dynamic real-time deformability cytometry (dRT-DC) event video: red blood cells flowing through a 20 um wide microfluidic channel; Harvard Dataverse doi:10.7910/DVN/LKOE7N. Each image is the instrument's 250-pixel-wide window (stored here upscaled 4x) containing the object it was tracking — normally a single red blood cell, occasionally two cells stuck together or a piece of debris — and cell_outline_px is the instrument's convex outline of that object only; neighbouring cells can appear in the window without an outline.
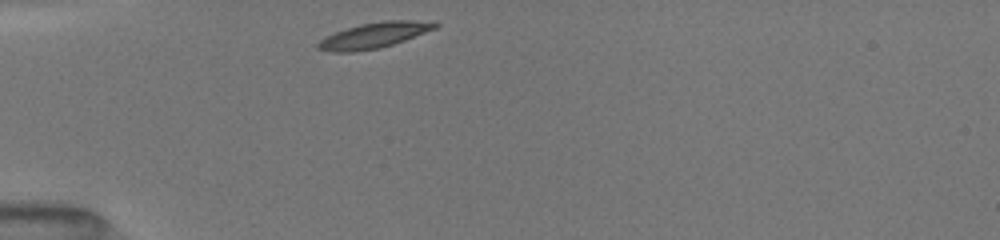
{"species": "common noctule bat (a hibernating species)", "species_latin": "Nyctalus noctula", "temperature_condition": "room temperature", "stored_images_in_passage": 22, "camera_frame_rate_fps": 3000, "um_per_image_px": 0.085, "animal": {"sex": "female", "body_mass_g": 19.5, "forearm_length_mm": 54.1}, "frame": {"image": 1, "passage_image": 1, "time_ms": 0.0, "image_size_px": [1000, 240], "cell_outline_px": [[440, 24], [436, 28], [404, 40], [380, 48], [352, 52], [328, 52], [316, 48], [316, 44], [324, 36], [360, 24], [384, 20], [436, 20]], "centroid_in_image_um": [31.81, 2.99], "position_along_channel_um": 53.2, "area_um2": 17.63}}
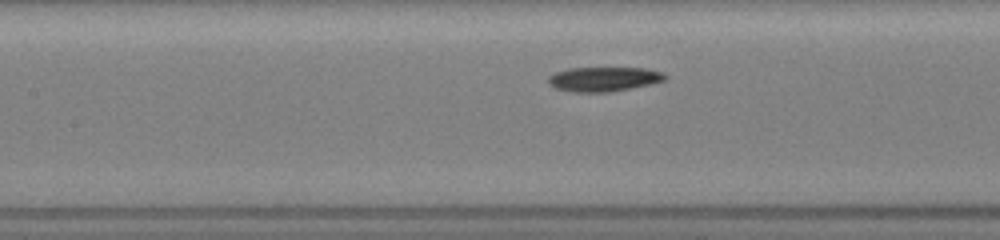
{"frame": {"image": 2, "passage_image": 10, "time_ms": 3.0, "image_size_px": [1000, 240], "cell_outline_px": [[668, 76], [664, 80], [652, 84], [632, 88], [608, 92], [568, 92], [556, 88], [548, 84], [548, 76], [556, 72], [568, 68], [644, 68], [664, 72]], "centroid_in_image_um": [51.32, 6.73], "position_along_channel_um": 156.1, "area_um2": 16.82}}
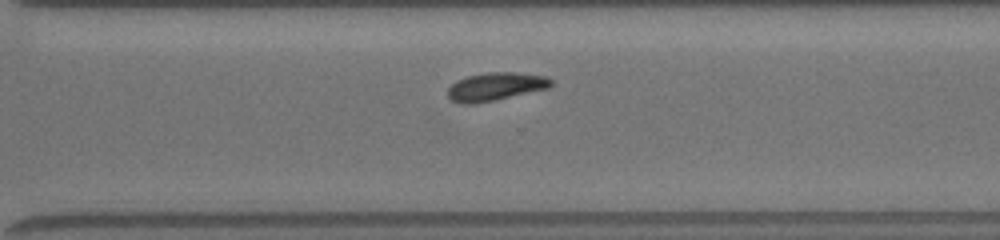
{"frame": {"image": 3, "passage_image": 22, "time_ms": 7.333, "image_size_px": [1000, 240], "cell_outline_px": [[552, 84], [548, 88], [492, 100], [472, 104], [460, 104], [452, 100], [448, 96], [448, 88], [456, 80], [468, 76], [488, 72], [516, 72], [548, 76], [552, 80]], "centroid_in_image_um": [42.11, 7.34], "position_along_channel_um": 328.5, "area_um2": 16.76}}